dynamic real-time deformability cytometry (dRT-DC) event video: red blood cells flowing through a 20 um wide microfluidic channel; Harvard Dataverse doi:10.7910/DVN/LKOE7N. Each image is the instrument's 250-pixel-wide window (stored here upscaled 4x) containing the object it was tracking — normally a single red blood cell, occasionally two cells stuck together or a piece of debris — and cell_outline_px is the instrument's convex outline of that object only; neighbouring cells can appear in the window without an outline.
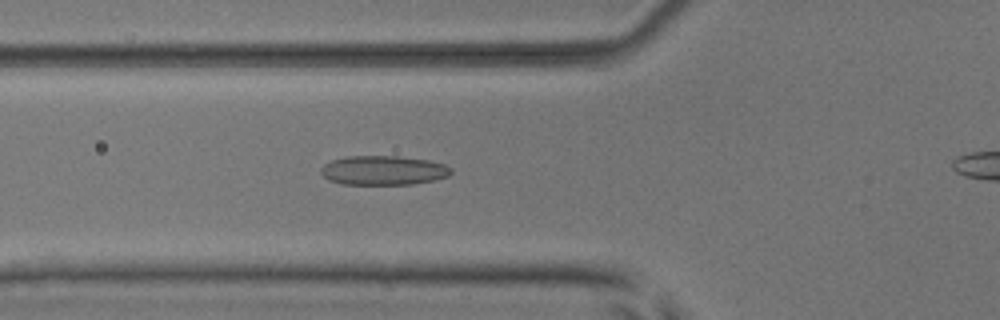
{"species": "common noctule bat (a hibernating species)", "species_latin": "Nyctalus noctula", "temperature_condition": "room temperature", "stored_images_in_passage": 33, "camera_frame_rate_fps": 3000, "um_per_image_px": 0.085, "animal": {"sex": "male", "body_mass_g": 17.9, "forearm_length_mm": 54.2}, "frame": {"image": 1, "passage_image": 6, "time_ms": 1.667, "image_size_px": [1000, 320], "cell_outline_px": [[452, 172], [448, 176], [432, 180], [412, 184], [344, 184], [328, 180], [320, 172], [320, 168], [324, 164], [332, 160], [348, 156], [396, 156], [428, 160], [444, 164], [452, 168]], "centroid_in_image_um": [32.57, 14.48], "position_along_channel_um": 93.2, "area_um2": 22.14}}
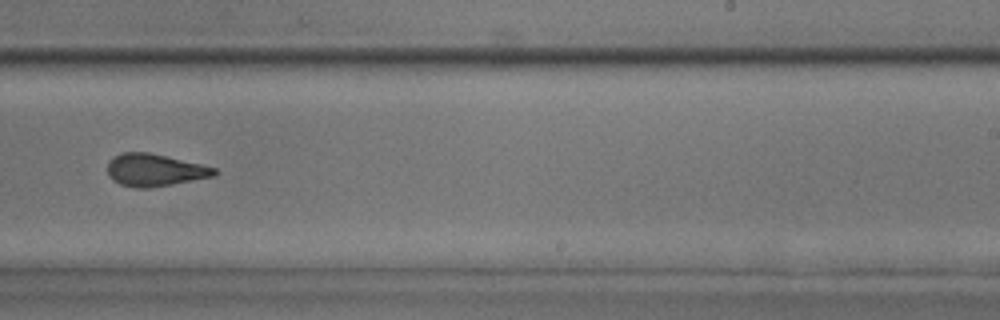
{"frame": {"image": 2, "passage_image": 20, "time_ms": 6.333, "image_size_px": [1000, 320], "cell_outline_px": [[216, 172], [212, 176], [172, 184], [148, 188], [136, 188], [120, 184], [112, 180], [108, 176], [108, 160], [112, 156], [124, 152], [148, 152], [200, 164], [216, 168]], "centroid_in_image_um": [13.07, 14.45], "position_along_channel_um": 275.9, "area_um2": 19.94}}
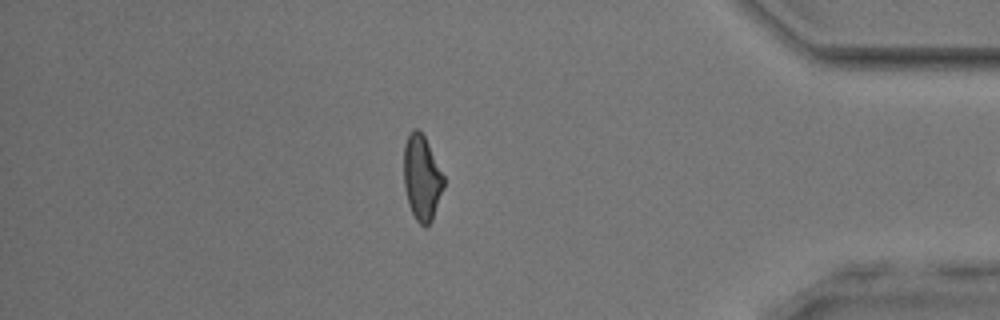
{"frame": {"image": 3, "passage_image": 32, "time_ms": 10.333, "image_size_px": [1000, 320], "cell_outline_px": [[444, 188], [432, 220], [424, 228], [416, 220], [408, 204], [404, 188], [404, 144], [408, 132], [412, 128], [420, 128], [444, 176]], "centroid_in_image_um": [35.84, 15.09], "position_along_channel_um": 399.4, "area_um2": 20.0}}